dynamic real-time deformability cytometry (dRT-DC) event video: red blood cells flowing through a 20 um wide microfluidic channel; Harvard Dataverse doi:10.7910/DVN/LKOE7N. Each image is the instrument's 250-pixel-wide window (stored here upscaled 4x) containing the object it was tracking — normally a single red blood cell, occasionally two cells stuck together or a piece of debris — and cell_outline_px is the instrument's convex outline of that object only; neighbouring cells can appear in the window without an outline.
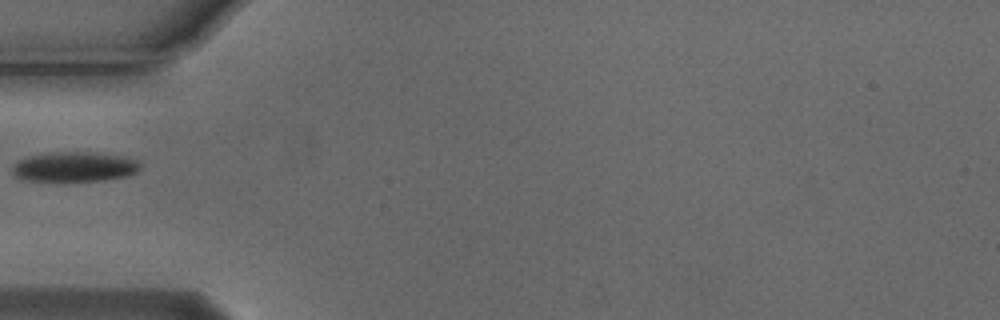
{"species": "Egyptian fruit bat (a non-hibernating species)", "species_latin": "Rousettus aegyptiacus", "temperature_condition": "cold", "stored_images_in_passage": 2, "camera_frame_rate_fps": 3000, "um_per_image_px": 0.085, "animal": {"sex": "male"}, "frame": {"image": 1, "passage_image": 1, "time_ms": 0.0, "image_size_px": [1000, 320], "cell_outline_px": [[140, 168], [136, 172], [128, 176], [104, 180], [20, 180], [12, 172], [12, 168], [16, 160], [28, 156], [48, 152], [92, 152], [124, 156], [136, 160], [140, 164]], "centroid_in_image_um": [6.31, 14.16], "position_along_channel_um": 78.7, "area_um2": 22.25}}
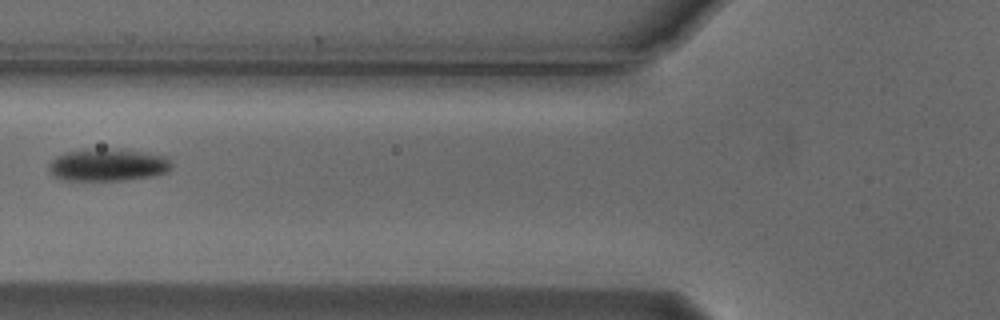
{"frame": {"image": 2, "passage_image": 2, "time_ms": 0.333, "image_size_px": [1000, 320], "cell_outline_px": [[172, 168], [168, 172], [152, 176], [124, 180], [68, 180], [56, 176], [48, 168], [48, 164], [56, 156], [68, 152], [88, 148], [108, 148], [140, 152], [168, 156], [172, 164]], "centroid_in_image_um": [9.21, 14.0], "position_along_channel_um": 116.6, "area_um2": 23.12}}